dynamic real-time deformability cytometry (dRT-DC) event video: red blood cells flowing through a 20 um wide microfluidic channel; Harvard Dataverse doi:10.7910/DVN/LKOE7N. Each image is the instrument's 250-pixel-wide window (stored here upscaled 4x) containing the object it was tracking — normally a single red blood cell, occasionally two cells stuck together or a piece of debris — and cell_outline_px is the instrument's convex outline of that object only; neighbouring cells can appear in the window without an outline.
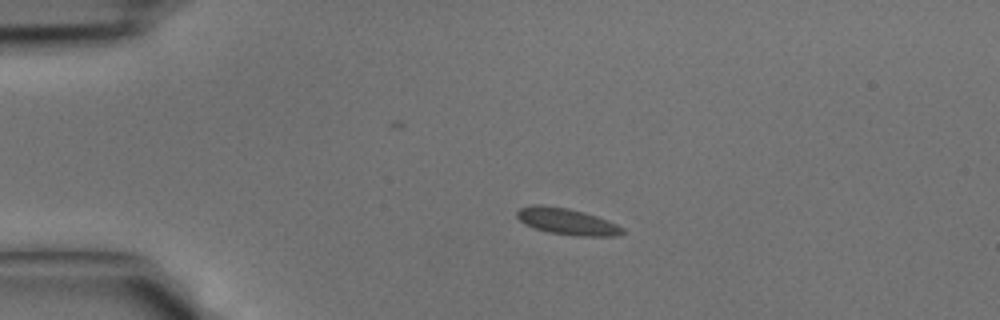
{"species": "common noctule bat (a hibernating species)", "species_latin": "Nyctalus noctula", "temperature_condition": "cold", "stored_images_in_passage": 34, "camera_frame_rate_fps": 3000, "um_per_image_px": 0.085, "animal": {"sex": "male", "body_mass_g": 15.6}, "frame": {"image": 1, "passage_image": 1, "time_ms": 0.0, "image_size_px": [1000, 320], "cell_outline_px": [[624, 232], [620, 236], [576, 236], [548, 232], [536, 228], [520, 220], [516, 216], [516, 212], [520, 208], [536, 204], [540, 204], [568, 208], [584, 212], [608, 220], [624, 228]], "centroid_in_image_um": [48.23, 18.82], "position_along_channel_um": 36.8, "area_um2": 16.18}}
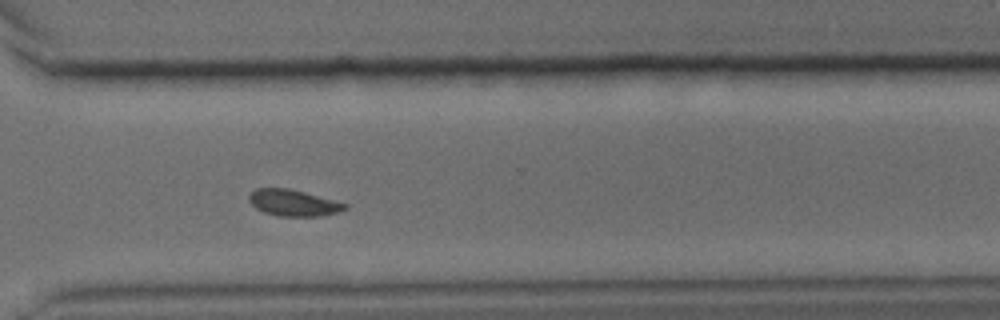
{"frame": {"image": 2, "passage_image": 23, "time_ms": 7.333, "image_size_px": [1000, 320], "cell_outline_px": [[348, 208], [336, 212], [320, 216], [276, 216], [264, 212], [256, 208], [248, 200], [248, 196], [256, 188], [288, 188], [304, 192], [348, 204]], "centroid_in_image_um": [24.91, 17.24], "position_along_channel_um": 345.7, "area_um2": 14.62}}
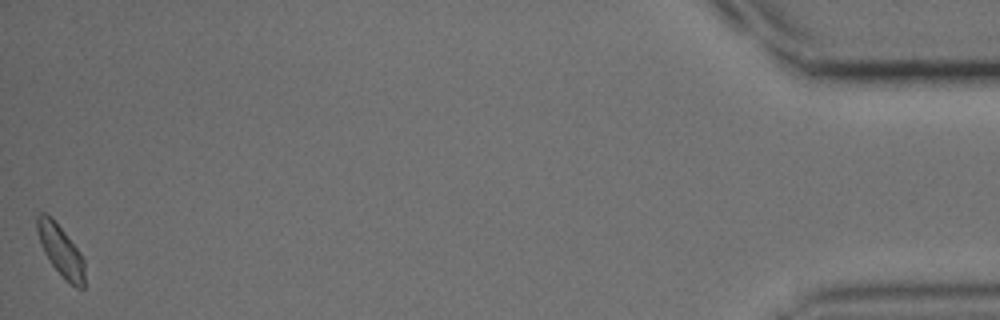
{"frame": {"image": 3, "passage_image": 34, "time_ms": 11.0, "image_size_px": [1000, 320], "cell_outline_px": [[84, 288], [76, 288], [52, 264], [44, 252], [36, 228], [36, 216], [40, 212], [48, 212], [52, 216], [80, 252], [84, 260]], "centroid_in_image_um": [5.15, 21.22], "position_along_channel_um": 430.1, "area_um2": 13.93}}